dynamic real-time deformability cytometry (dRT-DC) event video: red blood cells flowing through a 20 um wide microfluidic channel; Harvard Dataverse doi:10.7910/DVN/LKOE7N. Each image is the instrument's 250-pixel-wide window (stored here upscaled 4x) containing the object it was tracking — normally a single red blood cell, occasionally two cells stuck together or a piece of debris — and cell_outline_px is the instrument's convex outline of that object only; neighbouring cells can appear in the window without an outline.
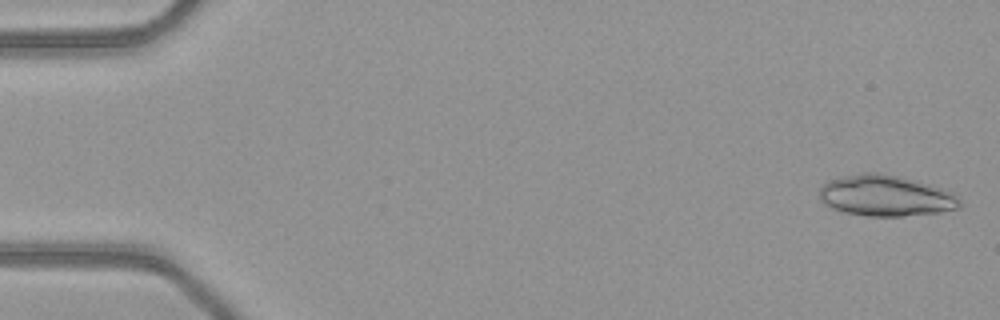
{"species": "common noctule bat (a hibernating species)", "species_latin": "Nyctalus noctula", "temperature_condition": "warm", "stored_images_in_passage": 45, "camera_frame_rate_fps": 3000, "um_per_image_px": 0.085, "animal": {"sex": "female", "body_mass_g": 21.9}, "frame": {"image": 1, "passage_image": 1, "time_ms": 0.0, "image_size_px": [1000, 320], "cell_outline_px": [[960, 208], [940, 212], [904, 216], [864, 216], [840, 212], [824, 204], [820, 200], [820, 188], [828, 180], [844, 176], [864, 172], [876, 172], [900, 176], [916, 180], [952, 192], [960, 200]], "centroid_in_image_um": [75.26, 16.64], "position_along_channel_um": 9.7, "area_um2": 33.7}}